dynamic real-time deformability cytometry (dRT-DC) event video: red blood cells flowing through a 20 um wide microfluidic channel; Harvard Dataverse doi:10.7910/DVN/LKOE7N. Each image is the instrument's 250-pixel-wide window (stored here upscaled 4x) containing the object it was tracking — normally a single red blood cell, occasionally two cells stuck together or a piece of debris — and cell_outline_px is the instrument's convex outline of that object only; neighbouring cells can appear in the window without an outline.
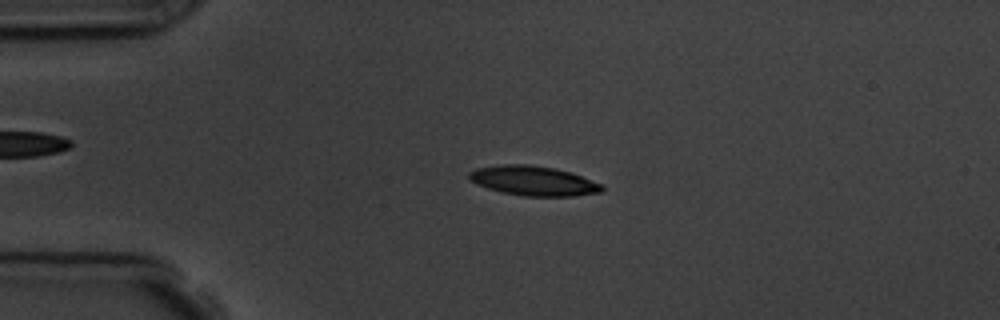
{"species": "common noctule bat (a hibernating species)", "species_latin": "Nyctalus noctula", "temperature_condition": "room temperature", "stored_images_in_passage": 4, "camera_frame_rate_fps": 3000, "um_per_image_px": 0.085, "animal": {"sex": "male", "body_mass_g": 19.5, "forearm_length_mm": 54.6}, "frame": {"image": 1, "passage_image": 3, "time_ms": 2.333, "image_size_px": [1000, 320], "cell_outline_px": [[604, 192], [572, 196], [524, 196], [500, 192], [476, 184], [468, 180], [468, 172], [476, 168], [500, 164], [528, 164], [556, 168], [572, 172], [604, 184]], "centroid_in_image_um": [45.36, 15.36], "position_along_channel_um": 39.6, "area_um2": 23.41}}